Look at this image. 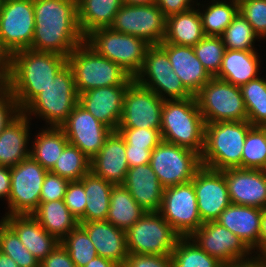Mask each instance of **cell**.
<instances>
[{
	"label": "cell",
	"instance_id": "obj_1",
	"mask_svg": "<svg viewBox=\"0 0 266 267\" xmlns=\"http://www.w3.org/2000/svg\"><path fill=\"white\" fill-rule=\"evenodd\" d=\"M35 29L30 49L67 57L84 42L77 0H33Z\"/></svg>",
	"mask_w": 266,
	"mask_h": 267
},
{
	"label": "cell",
	"instance_id": "obj_2",
	"mask_svg": "<svg viewBox=\"0 0 266 267\" xmlns=\"http://www.w3.org/2000/svg\"><path fill=\"white\" fill-rule=\"evenodd\" d=\"M66 64L67 57L52 52L23 49L12 54L9 91L21 111L53 82Z\"/></svg>",
	"mask_w": 266,
	"mask_h": 267
},
{
	"label": "cell",
	"instance_id": "obj_3",
	"mask_svg": "<svg viewBox=\"0 0 266 267\" xmlns=\"http://www.w3.org/2000/svg\"><path fill=\"white\" fill-rule=\"evenodd\" d=\"M251 127L249 121L206 123L202 166L217 171L242 168L243 146Z\"/></svg>",
	"mask_w": 266,
	"mask_h": 267
},
{
	"label": "cell",
	"instance_id": "obj_4",
	"mask_svg": "<svg viewBox=\"0 0 266 267\" xmlns=\"http://www.w3.org/2000/svg\"><path fill=\"white\" fill-rule=\"evenodd\" d=\"M162 141L194 150L204 149L205 122L195 96L164 100L161 117Z\"/></svg>",
	"mask_w": 266,
	"mask_h": 267
},
{
	"label": "cell",
	"instance_id": "obj_5",
	"mask_svg": "<svg viewBox=\"0 0 266 267\" xmlns=\"http://www.w3.org/2000/svg\"><path fill=\"white\" fill-rule=\"evenodd\" d=\"M79 103L71 67L66 64L53 82L39 93L22 112L32 121L35 118L44 126L60 127ZM42 120V121H41Z\"/></svg>",
	"mask_w": 266,
	"mask_h": 267
},
{
	"label": "cell",
	"instance_id": "obj_6",
	"mask_svg": "<svg viewBox=\"0 0 266 267\" xmlns=\"http://www.w3.org/2000/svg\"><path fill=\"white\" fill-rule=\"evenodd\" d=\"M78 95L86 91L107 87L130 85L134 80L118 64L97 54L85 42L68 56Z\"/></svg>",
	"mask_w": 266,
	"mask_h": 267
},
{
	"label": "cell",
	"instance_id": "obj_7",
	"mask_svg": "<svg viewBox=\"0 0 266 267\" xmlns=\"http://www.w3.org/2000/svg\"><path fill=\"white\" fill-rule=\"evenodd\" d=\"M84 42L97 54L118 64L132 78L141 69L150 46L142 38L116 32L109 27L91 31L84 37Z\"/></svg>",
	"mask_w": 266,
	"mask_h": 267
},
{
	"label": "cell",
	"instance_id": "obj_8",
	"mask_svg": "<svg viewBox=\"0 0 266 267\" xmlns=\"http://www.w3.org/2000/svg\"><path fill=\"white\" fill-rule=\"evenodd\" d=\"M206 123L247 121V111L240 87L212 77L195 95Z\"/></svg>",
	"mask_w": 266,
	"mask_h": 267
},
{
	"label": "cell",
	"instance_id": "obj_9",
	"mask_svg": "<svg viewBox=\"0 0 266 267\" xmlns=\"http://www.w3.org/2000/svg\"><path fill=\"white\" fill-rule=\"evenodd\" d=\"M133 80L152 90L163 100H183L193 95L172 70L167 53L159 45H150L139 72Z\"/></svg>",
	"mask_w": 266,
	"mask_h": 267
},
{
	"label": "cell",
	"instance_id": "obj_10",
	"mask_svg": "<svg viewBox=\"0 0 266 267\" xmlns=\"http://www.w3.org/2000/svg\"><path fill=\"white\" fill-rule=\"evenodd\" d=\"M129 253L171 255L180 236L159 212H146L126 231Z\"/></svg>",
	"mask_w": 266,
	"mask_h": 267
},
{
	"label": "cell",
	"instance_id": "obj_11",
	"mask_svg": "<svg viewBox=\"0 0 266 267\" xmlns=\"http://www.w3.org/2000/svg\"><path fill=\"white\" fill-rule=\"evenodd\" d=\"M48 171L30 156L10 168L11 188L5 214H32L40 204V195Z\"/></svg>",
	"mask_w": 266,
	"mask_h": 267
},
{
	"label": "cell",
	"instance_id": "obj_12",
	"mask_svg": "<svg viewBox=\"0 0 266 267\" xmlns=\"http://www.w3.org/2000/svg\"><path fill=\"white\" fill-rule=\"evenodd\" d=\"M149 165L165 188L191 182L202 167L199 153L165 141L151 151Z\"/></svg>",
	"mask_w": 266,
	"mask_h": 267
},
{
	"label": "cell",
	"instance_id": "obj_13",
	"mask_svg": "<svg viewBox=\"0 0 266 267\" xmlns=\"http://www.w3.org/2000/svg\"><path fill=\"white\" fill-rule=\"evenodd\" d=\"M190 238L206 253L224 265L258 260L238 236L216 221L203 223Z\"/></svg>",
	"mask_w": 266,
	"mask_h": 267
},
{
	"label": "cell",
	"instance_id": "obj_14",
	"mask_svg": "<svg viewBox=\"0 0 266 267\" xmlns=\"http://www.w3.org/2000/svg\"><path fill=\"white\" fill-rule=\"evenodd\" d=\"M109 28L142 38L149 45H159L165 37L166 16L156 4H123Z\"/></svg>",
	"mask_w": 266,
	"mask_h": 267
},
{
	"label": "cell",
	"instance_id": "obj_15",
	"mask_svg": "<svg viewBox=\"0 0 266 267\" xmlns=\"http://www.w3.org/2000/svg\"><path fill=\"white\" fill-rule=\"evenodd\" d=\"M159 213L180 237H190L203 224L192 182L166 187Z\"/></svg>",
	"mask_w": 266,
	"mask_h": 267
},
{
	"label": "cell",
	"instance_id": "obj_16",
	"mask_svg": "<svg viewBox=\"0 0 266 267\" xmlns=\"http://www.w3.org/2000/svg\"><path fill=\"white\" fill-rule=\"evenodd\" d=\"M34 29L33 0H0V36L11 54L30 49Z\"/></svg>",
	"mask_w": 266,
	"mask_h": 267
},
{
	"label": "cell",
	"instance_id": "obj_17",
	"mask_svg": "<svg viewBox=\"0 0 266 267\" xmlns=\"http://www.w3.org/2000/svg\"><path fill=\"white\" fill-rule=\"evenodd\" d=\"M164 100L152 90L135 81L124 95L122 116L118 128L161 129L162 107Z\"/></svg>",
	"mask_w": 266,
	"mask_h": 267
},
{
	"label": "cell",
	"instance_id": "obj_18",
	"mask_svg": "<svg viewBox=\"0 0 266 267\" xmlns=\"http://www.w3.org/2000/svg\"><path fill=\"white\" fill-rule=\"evenodd\" d=\"M60 127L68 142L78 147L89 159L100 151L106 137L112 132L79 103Z\"/></svg>",
	"mask_w": 266,
	"mask_h": 267
},
{
	"label": "cell",
	"instance_id": "obj_19",
	"mask_svg": "<svg viewBox=\"0 0 266 267\" xmlns=\"http://www.w3.org/2000/svg\"><path fill=\"white\" fill-rule=\"evenodd\" d=\"M191 182L202 223L216 221L221 212L231 204L224 174L202 166Z\"/></svg>",
	"mask_w": 266,
	"mask_h": 267
},
{
	"label": "cell",
	"instance_id": "obj_20",
	"mask_svg": "<svg viewBox=\"0 0 266 267\" xmlns=\"http://www.w3.org/2000/svg\"><path fill=\"white\" fill-rule=\"evenodd\" d=\"M221 172L231 204L266 209V170L230 168Z\"/></svg>",
	"mask_w": 266,
	"mask_h": 267
},
{
	"label": "cell",
	"instance_id": "obj_21",
	"mask_svg": "<svg viewBox=\"0 0 266 267\" xmlns=\"http://www.w3.org/2000/svg\"><path fill=\"white\" fill-rule=\"evenodd\" d=\"M126 142L118 131H112L100 151L90 159V171L108 183L123 185L129 170Z\"/></svg>",
	"mask_w": 266,
	"mask_h": 267
},
{
	"label": "cell",
	"instance_id": "obj_22",
	"mask_svg": "<svg viewBox=\"0 0 266 267\" xmlns=\"http://www.w3.org/2000/svg\"><path fill=\"white\" fill-rule=\"evenodd\" d=\"M128 86H107L86 91L79 94V104L112 131H117Z\"/></svg>",
	"mask_w": 266,
	"mask_h": 267
},
{
	"label": "cell",
	"instance_id": "obj_23",
	"mask_svg": "<svg viewBox=\"0 0 266 267\" xmlns=\"http://www.w3.org/2000/svg\"><path fill=\"white\" fill-rule=\"evenodd\" d=\"M264 209L230 204L220 214L217 223L229 229L259 259L261 218Z\"/></svg>",
	"mask_w": 266,
	"mask_h": 267
},
{
	"label": "cell",
	"instance_id": "obj_24",
	"mask_svg": "<svg viewBox=\"0 0 266 267\" xmlns=\"http://www.w3.org/2000/svg\"><path fill=\"white\" fill-rule=\"evenodd\" d=\"M159 46L167 53L172 70L193 96L212 78L197 58L193 47L171 43H160Z\"/></svg>",
	"mask_w": 266,
	"mask_h": 267
},
{
	"label": "cell",
	"instance_id": "obj_25",
	"mask_svg": "<svg viewBox=\"0 0 266 267\" xmlns=\"http://www.w3.org/2000/svg\"><path fill=\"white\" fill-rule=\"evenodd\" d=\"M123 186L146 212H159L165 187L149 164L129 168Z\"/></svg>",
	"mask_w": 266,
	"mask_h": 267
},
{
	"label": "cell",
	"instance_id": "obj_26",
	"mask_svg": "<svg viewBox=\"0 0 266 267\" xmlns=\"http://www.w3.org/2000/svg\"><path fill=\"white\" fill-rule=\"evenodd\" d=\"M0 218L16 232L21 243L40 262L60 244V241L50 235L32 214Z\"/></svg>",
	"mask_w": 266,
	"mask_h": 267
},
{
	"label": "cell",
	"instance_id": "obj_27",
	"mask_svg": "<svg viewBox=\"0 0 266 267\" xmlns=\"http://www.w3.org/2000/svg\"><path fill=\"white\" fill-rule=\"evenodd\" d=\"M31 120L21 112L0 134V165L13 167L29 157Z\"/></svg>",
	"mask_w": 266,
	"mask_h": 267
},
{
	"label": "cell",
	"instance_id": "obj_28",
	"mask_svg": "<svg viewBox=\"0 0 266 267\" xmlns=\"http://www.w3.org/2000/svg\"><path fill=\"white\" fill-rule=\"evenodd\" d=\"M87 232L96 248L98 256L109 259L121 267L129 256L126 232L108 221L79 223Z\"/></svg>",
	"mask_w": 266,
	"mask_h": 267
},
{
	"label": "cell",
	"instance_id": "obj_29",
	"mask_svg": "<svg viewBox=\"0 0 266 267\" xmlns=\"http://www.w3.org/2000/svg\"><path fill=\"white\" fill-rule=\"evenodd\" d=\"M262 59L258 51L225 49L221 68L215 78L241 87L264 73L261 70Z\"/></svg>",
	"mask_w": 266,
	"mask_h": 267
},
{
	"label": "cell",
	"instance_id": "obj_30",
	"mask_svg": "<svg viewBox=\"0 0 266 267\" xmlns=\"http://www.w3.org/2000/svg\"><path fill=\"white\" fill-rule=\"evenodd\" d=\"M40 127L32 134L29 156L50 171L69 142L61 127Z\"/></svg>",
	"mask_w": 266,
	"mask_h": 267
},
{
	"label": "cell",
	"instance_id": "obj_31",
	"mask_svg": "<svg viewBox=\"0 0 266 267\" xmlns=\"http://www.w3.org/2000/svg\"><path fill=\"white\" fill-rule=\"evenodd\" d=\"M205 36L197 7L166 17V32L162 43L194 47Z\"/></svg>",
	"mask_w": 266,
	"mask_h": 267
},
{
	"label": "cell",
	"instance_id": "obj_32",
	"mask_svg": "<svg viewBox=\"0 0 266 267\" xmlns=\"http://www.w3.org/2000/svg\"><path fill=\"white\" fill-rule=\"evenodd\" d=\"M122 5V0H77L82 35L85 37L95 29L110 27Z\"/></svg>",
	"mask_w": 266,
	"mask_h": 267
},
{
	"label": "cell",
	"instance_id": "obj_33",
	"mask_svg": "<svg viewBox=\"0 0 266 267\" xmlns=\"http://www.w3.org/2000/svg\"><path fill=\"white\" fill-rule=\"evenodd\" d=\"M32 215L50 235L60 242L79 224L64 200L40 203Z\"/></svg>",
	"mask_w": 266,
	"mask_h": 267
},
{
	"label": "cell",
	"instance_id": "obj_34",
	"mask_svg": "<svg viewBox=\"0 0 266 267\" xmlns=\"http://www.w3.org/2000/svg\"><path fill=\"white\" fill-rule=\"evenodd\" d=\"M80 181L84 185L87 201L84 222L105 221L110 206L111 190L114 185L94 175L91 171Z\"/></svg>",
	"mask_w": 266,
	"mask_h": 267
},
{
	"label": "cell",
	"instance_id": "obj_35",
	"mask_svg": "<svg viewBox=\"0 0 266 267\" xmlns=\"http://www.w3.org/2000/svg\"><path fill=\"white\" fill-rule=\"evenodd\" d=\"M196 7L205 36H221L239 12V3L231 0H199Z\"/></svg>",
	"mask_w": 266,
	"mask_h": 267
},
{
	"label": "cell",
	"instance_id": "obj_36",
	"mask_svg": "<svg viewBox=\"0 0 266 267\" xmlns=\"http://www.w3.org/2000/svg\"><path fill=\"white\" fill-rule=\"evenodd\" d=\"M145 213L123 185L113 186L106 221L126 231Z\"/></svg>",
	"mask_w": 266,
	"mask_h": 267
},
{
	"label": "cell",
	"instance_id": "obj_37",
	"mask_svg": "<svg viewBox=\"0 0 266 267\" xmlns=\"http://www.w3.org/2000/svg\"><path fill=\"white\" fill-rule=\"evenodd\" d=\"M247 111V121L252 126L266 124V74L240 87Z\"/></svg>",
	"mask_w": 266,
	"mask_h": 267
},
{
	"label": "cell",
	"instance_id": "obj_38",
	"mask_svg": "<svg viewBox=\"0 0 266 267\" xmlns=\"http://www.w3.org/2000/svg\"><path fill=\"white\" fill-rule=\"evenodd\" d=\"M173 267H224L201 249L190 237H180L171 253Z\"/></svg>",
	"mask_w": 266,
	"mask_h": 267
},
{
	"label": "cell",
	"instance_id": "obj_39",
	"mask_svg": "<svg viewBox=\"0 0 266 267\" xmlns=\"http://www.w3.org/2000/svg\"><path fill=\"white\" fill-rule=\"evenodd\" d=\"M225 49L259 51L261 39L255 34L249 22L240 14L233 18V21L226 27L221 35Z\"/></svg>",
	"mask_w": 266,
	"mask_h": 267
},
{
	"label": "cell",
	"instance_id": "obj_40",
	"mask_svg": "<svg viewBox=\"0 0 266 267\" xmlns=\"http://www.w3.org/2000/svg\"><path fill=\"white\" fill-rule=\"evenodd\" d=\"M50 172L69 180H80L90 172V159L76 146L68 143Z\"/></svg>",
	"mask_w": 266,
	"mask_h": 267
},
{
	"label": "cell",
	"instance_id": "obj_41",
	"mask_svg": "<svg viewBox=\"0 0 266 267\" xmlns=\"http://www.w3.org/2000/svg\"><path fill=\"white\" fill-rule=\"evenodd\" d=\"M0 252L11 257L19 267H40V261L21 243L16 232L0 219Z\"/></svg>",
	"mask_w": 266,
	"mask_h": 267
},
{
	"label": "cell",
	"instance_id": "obj_42",
	"mask_svg": "<svg viewBox=\"0 0 266 267\" xmlns=\"http://www.w3.org/2000/svg\"><path fill=\"white\" fill-rule=\"evenodd\" d=\"M242 169L266 170V129L252 126L245 138Z\"/></svg>",
	"mask_w": 266,
	"mask_h": 267
},
{
	"label": "cell",
	"instance_id": "obj_43",
	"mask_svg": "<svg viewBox=\"0 0 266 267\" xmlns=\"http://www.w3.org/2000/svg\"><path fill=\"white\" fill-rule=\"evenodd\" d=\"M76 267H84L98 254L86 230L78 224L61 242Z\"/></svg>",
	"mask_w": 266,
	"mask_h": 267
},
{
	"label": "cell",
	"instance_id": "obj_44",
	"mask_svg": "<svg viewBox=\"0 0 266 267\" xmlns=\"http://www.w3.org/2000/svg\"><path fill=\"white\" fill-rule=\"evenodd\" d=\"M193 48L204 69L211 77H215L225 52L221 36H204Z\"/></svg>",
	"mask_w": 266,
	"mask_h": 267
},
{
	"label": "cell",
	"instance_id": "obj_45",
	"mask_svg": "<svg viewBox=\"0 0 266 267\" xmlns=\"http://www.w3.org/2000/svg\"><path fill=\"white\" fill-rule=\"evenodd\" d=\"M240 14L252 26L255 34L266 41V0H243L239 3Z\"/></svg>",
	"mask_w": 266,
	"mask_h": 267
},
{
	"label": "cell",
	"instance_id": "obj_46",
	"mask_svg": "<svg viewBox=\"0 0 266 267\" xmlns=\"http://www.w3.org/2000/svg\"><path fill=\"white\" fill-rule=\"evenodd\" d=\"M126 147H156L162 142L161 131L151 128H118Z\"/></svg>",
	"mask_w": 266,
	"mask_h": 267
},
{
	"label": "cell",
	"instance_id": "obj_47",
	"mask_svg": "<svg viewBox=\"0 0 266 267\" xmlns=\"http://www.w3.org/2000/svg\"><path fill=\"white\" fill-rule=\"evenodd\" d=\"M63 200L71 214L78 220V222H84V213L87 201L84 185L80 180L70 181Z\"/></svg>",
	"mask_w": 266,
	"mask_h": 267
},
{
	"label": "cell",
	"instance_id": "obj_48",
	"mask_svg": "<svg viewBox=\"0 0 266 267\" xmlns=\"http://www.w3.org/2000/svg\"><path fill=\"white\" fill-rule=\"evenodd\" d=\"M69 180L48 171L42 185L40 203L63 200Z\"/></svg>",
	"mask_w": 266,
	"mask_h": 267
},
{
	"label": "cell",
	"instance_id": "obj_49",
	"mask_svg": "<svg viewBox=\"0 0 266 267\" xmlns=\"http://www.w3.org/2000/svg\"><path fill=\"white\" fill-rule=\"evenodd\" d=\"M123 267H173L171 255H137L129 253Z\"/></svg>",
	"mask_w": 266,
	"mask_h": 267
},
{
	"label": "cell",
	"instance_id": "obj_50",
	"mask_svg": "<svg viewBox=\"0 0 266 267\" xmlns=\"http://www.w3.org/2000/svg\"><path fill=\"white\" fill-rule=\"evenodd\" d=\"M21 112L16 99L10 91L0 97V134Z\"/></svg>",
	"mask_w": 266,
	"mask_h": 267
},
{
	"label": "cell",
	"instance_id": "obj_51",
	"mask_svg": "<svg viewBox=\"0 0 266 267\" xmlns=\"http://www.w3.org/2000/svg\"><path fill=\"white\" fill-rule=\"evenodd\" d=\"M40 267H76L61 243L40 262Z\"/></svg>",
	"mask_w": 266,
	"mask_h": 267
},
{
	"label": "cell",
	"instance_id": "obj_52",
	"mask_svg": "<svg viewBox=\"0 0 266 267\" xmlns=\"http://www.w3.org/2000/svg\"><path fill=\"white\" fill-rule=\"evenodd\" d=\"M199 0H156L157 7L168 17L183 13L197 6Z\"/></svg>",
	"mask_w": 266,
	"mask_h": 267
},
{
	"label": "cell",
	"instance_id": "obj_53",
	"mask_svg": "<svg viewBox=\"0 0 266 267\" xmlns=\"http://www.w3.org/2000/svg\"><path fill=\"white\" fill-rule=\"evenodd\" d=\"M155 147H126L129 168L149 164L151 151Z\"/></svg>",
	"mask_w": 266,
	"mask_h": 267
},
{
	"label": "cell",
	"instance_id": "obj_54",
	"mask_svg": "<svg viewBox=\"0 0 266 267\" xmlns=\"http://www.w3.org/2000/svg\"><path fill=\"white\" fill-rule=\"evenodd\" d=\"M11 188L10 167L0 165V201L8 202ZM3 199V200H2Z\"/></svg>",
	"mask_w": 266,
	"mask_h": 267
},
{
	"label": "cell",
	"instance_id": "obj_55",
	"mask_svg": "<svg viewBox=\"0 0 266 267\" xmlns=\"http://www.w3.org/2000/svg\"><path fill=\"white\" fill-rule=\"evenodd\" d=\"M266 254V209L261 218V230L259 238V259Z\"/></svg>",
	"mask_w": 266,
	"mask_h": 267
},
{
	"label": "cell",
	"instance_id": "obj_56",
	"mask_svg": "<svg viewBox=\"0 0 266 267\" xmlns=\"http://www.w3.org/2000/svg\"><path fill=\"white\" fill-rule=\"evenodd\" d=\"M10 67H0V97L9 92Z\"/></svg>",
	"mask_w": 266,
	"mask_h": 267
},
{
	"label": "cell",
	"instance_id": "obj_57",
	"mask_svg": "<svg viewBox=\"0 0 266 267\" xmlns=\"http://www.w3.org/2000/svg\"><path fill=\"white\" fill-rule=\"evenodd\" d=\"M84 267H121V266L109 259H105L97 255Z\"/></svg>",
	"mask_w": 266,
	"mask_h": 267
},
{
	"label": "cell",
	"instance_id": "obj_58",
	"mask_svg": "<svg viewBox=\"0 0 266 267\" xmlns=\"http://www.w3.org/2000/svg\"><path fill=\"white\" fill-rule=\"evenodd\" d=\"M12 54L4 46L0 36V67H11Z\"/></svg>",
	"mask_w": 266,
	"mask_h": 267
},
{
	"label": "cell",
	"instance_id": "obj_59",
	"mask_svg": "<svg viewBox=\"0 0 266 267\" xmlns=\"http://www.w3.org/2000/svg\"><path fill=\"white\" fill-rule=\"evenodd\" d=\"M0 267H19V266L11 257H8L0 253Z\"/></svg>",
	"mask_w": 266,
	"mask_h": 267
},
{
	"label": "cell",
	"instance_id": "obj_60",
	"mask_svg": "<svg viewBox=\"0 0 266 267\" xmlns=\"http://www.w3.org/2000/svg\"><path fill=\"white\" fill-rule=\"evenodd\" d=\"M123 4L128 5H150L156 4V0H122Z\"/></svg>",
	"mask_w": 266,
	"mask_h": 267
},
{
	"label": "cell",
	"instance_id": "obj_61",
	"mask_svg": "<svg viewBox=\"0 0 266 267\" xmlns=\"http://www.w3.org/2000/svg\"><path fill=\"white\" fill-rule=\"evenodd\" d=\"M260 259L254 262H245L241 264H235V265H225L224 267H257L260 264Z\"/></svg>",
	"mask_w": 266,
	"mask_h": 267
},
{
	"label": "cell",
	"instance_id": "obj_62",
	"mask_svg": "<svg viewBox=\"0 0 266 267\" xmlns=\"http://www.w3.org/2000/svg\"><path fill=\"white\" fill-rule=\"evenodd\" d=\"M261 264L266 267V254L260 258Z\"/></svg>",
	"mask_w": 266,
	"mask_h": 267
},
{
	"label": "cell",
	"instance_id": "obj_63",
	"mask_svg": "<svg viewBox=\"0 0 266 267\" xmlns=\"http://www.w3.org/2000/svg\"><path fill=\"white\" fill-rule=\"evenodd\" d=\"M231 1L236 2V3H240L243 0H231Z\"/></svg>",
	"mask_w": 266,
	"mask_h": 267
},
{
	"label": "cell",
	"instance_id": "obj_64",
	"mask_svg": "<svg viewBox=\"0 0 266 267\" xmlns=\"http://www.w3.org/2000/svg\"><path fill=\"white\" fill-rule=\"evenodd\" d=\"M257 267H264L261 263Z\"/></svg>",
	"mask_w": 266,
	"mask_h": 267
}]
</instances>
